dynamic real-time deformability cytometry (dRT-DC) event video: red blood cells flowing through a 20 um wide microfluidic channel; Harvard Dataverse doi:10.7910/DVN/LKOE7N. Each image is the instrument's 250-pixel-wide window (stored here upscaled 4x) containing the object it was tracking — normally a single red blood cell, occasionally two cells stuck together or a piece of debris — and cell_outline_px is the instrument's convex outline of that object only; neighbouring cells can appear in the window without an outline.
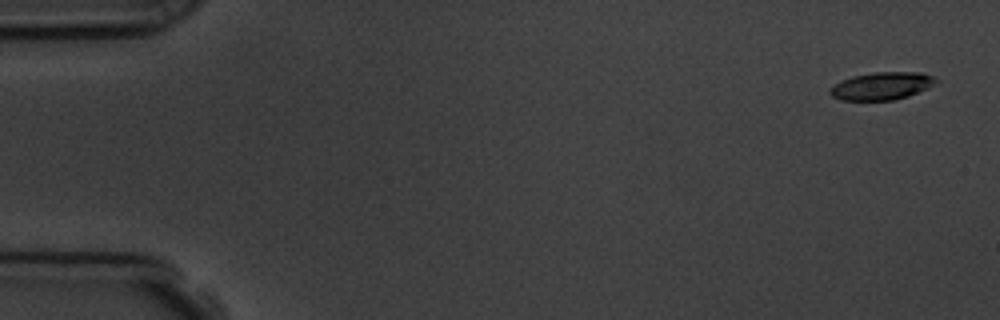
{"species": "common noctule bat (a hibernating species)", "species_latin": "Nyctalus noctula", "temperature_condition": "room temperature", "stored_images_in_passage": 5, "camera_frame_rate_fps": 3000, "um_per_image_px": 0.085, "animal": {"sex": "male", "body_mass_g": 19.5, "forearm_length_mm": 54.6}, "frame": {"image": 1, "passage_image": 1, "time_ms": 0.0, "image_size_px": [1000, 320], "cell_outline_px": [[940, 80], [928, 88], [908, 96], [892, 100], [840, 100], [832, 96], [828, 92], [828, 88], [832, 84], [840, 80], [852, 76], [872, 72], [920, 72], [932, 76]], "centroid_in_image_um": [74.9, 7.3], "position_along_channel_um": 10.1, "area_um2": 17.28}}
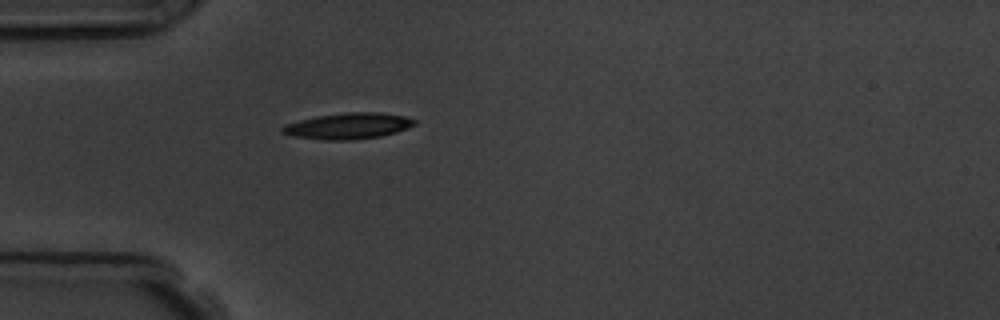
{"frame": {"image": 2, "passage_image": 5, "time_ms": 4.667, "image_size_px": [1000, 320], "cell_outline_px": [[416, 124], [396, 132], [380, 136], [352, 140], [324, 140], [292, 136], [280, 132], [280, 128], [288, 124], [300, 120], [316, 116], [348, 112], [380, 112], [404, 116], [416, 120]], "centroid_in_image_um": [29.59, 10.71], "position_along_channel_um": 55.4, "area_um2": 20.0}}